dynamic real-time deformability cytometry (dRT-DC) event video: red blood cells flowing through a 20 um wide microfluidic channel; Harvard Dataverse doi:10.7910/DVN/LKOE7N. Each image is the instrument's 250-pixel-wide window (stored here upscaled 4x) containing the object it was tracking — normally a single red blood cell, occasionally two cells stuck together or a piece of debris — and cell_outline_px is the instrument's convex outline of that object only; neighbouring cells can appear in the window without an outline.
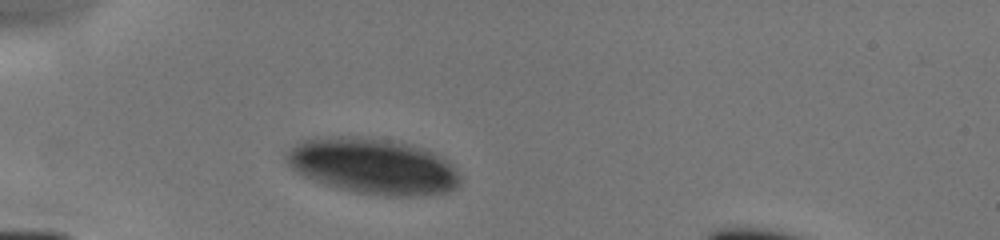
{"species": "human", "species_latin": "Homo sapiens", "temperature_condition": "cold", "stored_images_in_passage": 1, "camera_frame_rate_fps": 3000, "um_per_image_px": 0.085, "donor": {"sex": "male"}, "frame": {"image": 1, "passage_image": 1, "time_ms": 0.0, "image_size_px": [1000, 240], "cell_outline_px": [[460, 184], [456, 188], [448, 192], [424, 196], [384, 196], [360, 192], [340, 188], [324, 184], [312, 180], [296, 172], [284, 160], [284, 152], [300, 140], [312, 136], [360, 136], [388, 140], [408, 144], [424, 148], [436, 152], [444, 156], [456, 168], [460, 176]], "centroid_in_image_um": [31.7, 14.1], "position_along_channel_um": 53.3, "area_um2": 57.51}}